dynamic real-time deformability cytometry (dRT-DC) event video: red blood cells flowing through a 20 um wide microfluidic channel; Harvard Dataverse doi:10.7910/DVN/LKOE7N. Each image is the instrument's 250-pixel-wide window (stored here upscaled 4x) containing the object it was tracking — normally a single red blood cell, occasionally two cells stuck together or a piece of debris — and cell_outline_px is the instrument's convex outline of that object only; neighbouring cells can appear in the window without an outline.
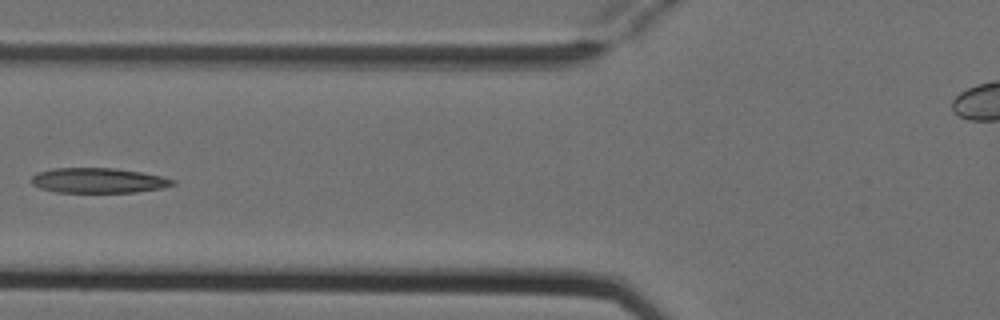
{"species": "Egyptian fruit bat (a non-hibernating species)", "species_latin": "Rousettus aegyptiacus", "temperature_condition": "cold", "stored_images_in_passage": 6, "camera_frame_rate_fps": 3000, "um_per_image_px": 0.085, "animal": {"sex": "female"}, "frame": {"image": 1, "passage_image": 5, "time_ms": 1.333, "image_size_px": [1000, 320], "cell_outline_px": [[176, 184], [164, 188], [136, 192], [56, 192], [40, 188], [32, 184], [32, 176], [36, 172], [52, 168], [116, 168], [164, 176], [176, 180]], "centroid_in_image_um": [8.39, 15.33], "position_along_channel_um": 117.4, "area_um2": 20.81}}
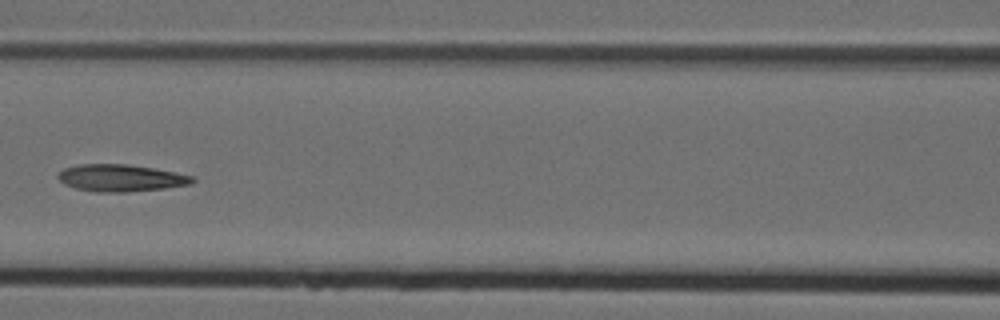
{"frame": {"image": 2, "passage_image": 6, "time_ms": 1.667, "image_size_px": [1000, 320], "cell_outline_px": [[196, 180], [192, 184], [164, 188], [128, 192], [96, 192], [76, 188], [64, 184], [56, 176], [64, 168], [80, 164], [128, 164], [176, 172], [192, 176]], "centroid_in_image_um": [10.27, 15.13], "position_along_channel_um": 156.3, "area_um2": 21.15}}